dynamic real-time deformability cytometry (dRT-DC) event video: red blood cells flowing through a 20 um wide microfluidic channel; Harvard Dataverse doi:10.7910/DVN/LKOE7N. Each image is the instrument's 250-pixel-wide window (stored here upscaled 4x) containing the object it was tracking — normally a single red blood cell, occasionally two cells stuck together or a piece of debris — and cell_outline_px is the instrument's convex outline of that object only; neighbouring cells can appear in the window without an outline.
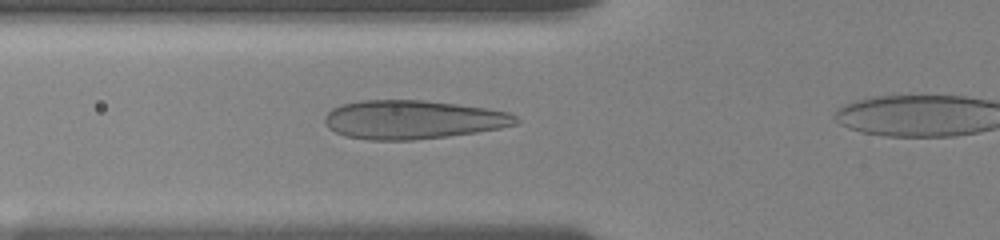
{"species": "human", "species_latin": "Homo sapiens", "temperature_condition": "room temperature", "stored_images_in_passage": 38, "camera_frame_rate_fps": 3000, "um_per_image_px": 0.085, "donor": {"sex": "female"}, "frame": {"image": 1, "passage_image": 8, "time_ms": 2.0, "image_size_px": [1000, 240], "cell_outline_px": [[520, 120], [516, 124], [500, 128], [476, 132], [448, 136], [412, 140], [368, 140], [344, 136], [328, 128], [324, 120], [324, 116], [332, 108], [340, 104], [360, 100], [424, 100], [456, 104], [512, 112]], "centroid_in_image_um": [35.07, 10.16], "position_along_channel_um": 90.7, "area_um2": 43.35}}
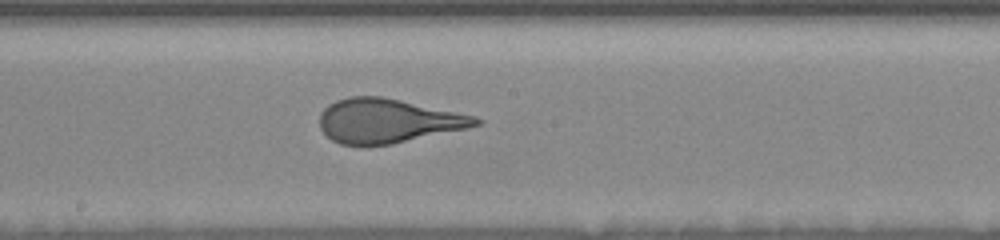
{"frame": {"image": 2, "passage_image": 18, "time_ms": 5.333, "image_size_px": [1000, 240], "cell_outline_px": [[484, 120], [480, 124], [468, 128], [392, 144], [340, 144], [332, 140], [320, 128], [320, 112], [328, 104], [336, 100], [348, 96], [380, 96], [400, 100], [476, 116]], "centroid_in_image_um": [32.96, 10.26], "position_along_channel_um": 215.2, "area_um2": 39.94}}
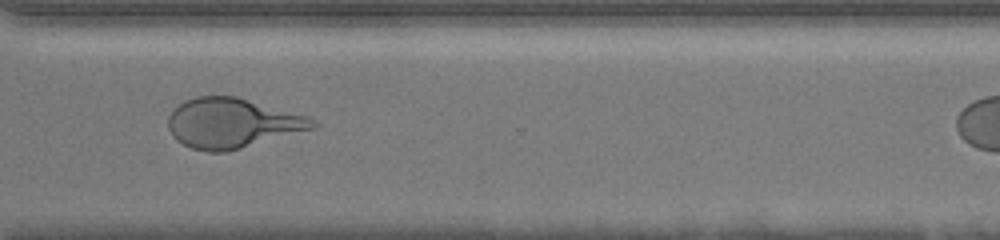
{"frame": {"image": 3, "passage_image": 31, "time_ms": 9.0, "image_size_px": [1000, 240], "cell_outline_px": [[320, 124], [316, 128], [240, 148], [224, 152], [208, 152], [192, 148], [176, 140], [172, 136], [168, 128], [168, 116], [184, 100], [196, 96], [236, 96], [304, 116]], "centroid_in_image_um": [19.69, 10.47], "position_along_channel_um": 350.9, "area_um2": 41.44}, "authors_computed_cell_mechanics": {"area_um2": 40.8357, "velocity_mm_per_s": 3.7164, "shape_relaxation_time_tau1_ms": 4.7776, "shape_relaxation_time_tau2_ms": null, "deformation_change_tau1": 0.2083, "deformation_change_tau2": null}}